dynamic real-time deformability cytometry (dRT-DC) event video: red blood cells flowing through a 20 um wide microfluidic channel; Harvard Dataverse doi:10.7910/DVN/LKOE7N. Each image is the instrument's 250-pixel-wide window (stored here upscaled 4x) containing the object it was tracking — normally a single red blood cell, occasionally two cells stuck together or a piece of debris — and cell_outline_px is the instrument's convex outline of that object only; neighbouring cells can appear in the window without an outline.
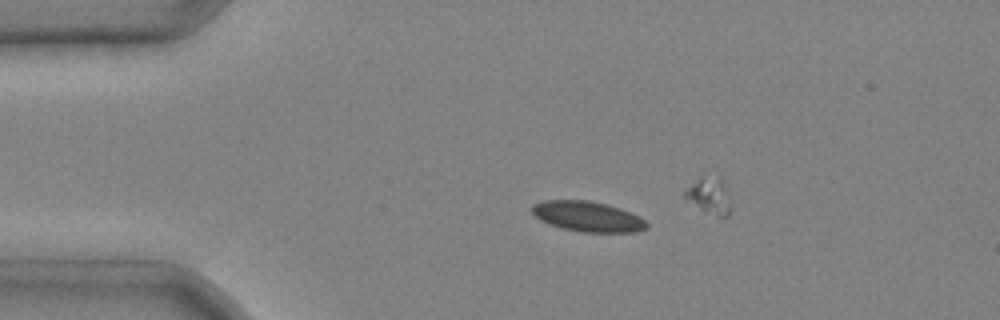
{"species": "common noctule bat (a hibernating species)", "species_latin": "Nyctalus noctula", "temperature_condition": "cold", "stored_images_in_passage": 6, "camera_frame_rate_fps": 3000, "um_per_image_px": 0.085, "animal": {"sex": "male", "body_mass_g": 20.4}, "frame": {"image": 1, "passage_image": 4, "time_ms": 1.0, "image_size_px": [1000, 320], "cell_outline_px": [[648, 228], [636, 232], [580, 232], [564, 228], [540, 220], [532, 212], [532, 204], [544, 200], [588, 200], [620, 208], [644, 220], [648, 224]], "centroid_in_image_um": [49.94, 18.4], "position_along_channel_um": 35.1, "area_um2": 19.94}}